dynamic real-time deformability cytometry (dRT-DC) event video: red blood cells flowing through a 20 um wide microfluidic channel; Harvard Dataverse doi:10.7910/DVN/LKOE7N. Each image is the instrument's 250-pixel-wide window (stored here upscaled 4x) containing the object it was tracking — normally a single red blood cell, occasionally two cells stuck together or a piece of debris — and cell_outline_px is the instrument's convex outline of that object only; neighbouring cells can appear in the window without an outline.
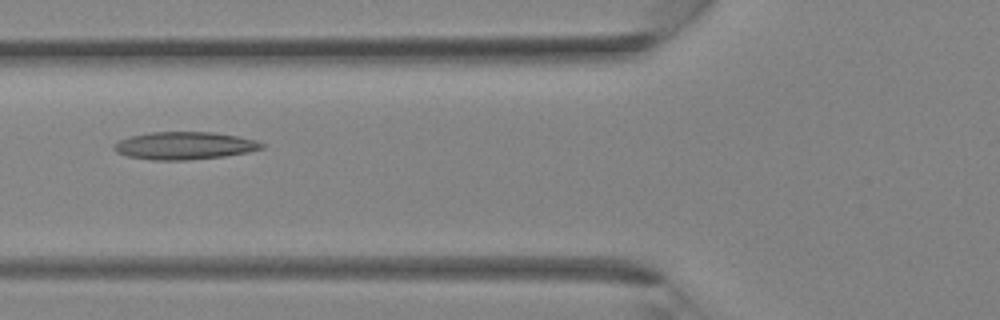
{"species": "Egyptian fruit bat (a non-hibernating species)", "species_latin": "Rousettus aegyptiacus", "temperature_condition": "room temperature", "stored_images_in_passage": 34, "camera_frame_rate_fps": 3000, "um_per_image_px": 0.085, "animal": {"sex": "female"}, "frame": {"image": 1, "passage_image": 12, "time_ms": 3.667, "image_size_px": [1000, 320], "cell_outline_px": [[264, 148], [248, 152], [224, 156], [188, 160], [152, 160], [128, 156], [116, 152], [112, 148], [112, 144], [120, 140], [132, 136], [152, 132], [212, 132], [236, 136], [256, 140], [264, 144]], "centroid_in_image_um": [15.67, 12.38], "position_along_channel_um": 110.1, "area_um2": 23.7}}
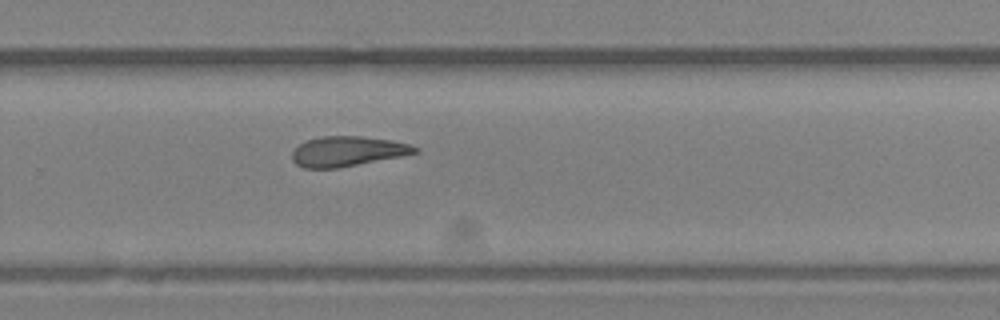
{"frame": {"image": 2, "passage_image": 22, "time_ms": 7.0, "image_size_px": [1000, 320], "cell_outline_px": [[420, 152], [400, 156], [336, 168], [304, 168], [296, 164], [292, 160], [292, 152], [300, 144], [308, 140], [320, 136], [360, 136], [388, 140], [408, 144], [420, 148]], "centroid_in_image_um": [29.52, 12.86], "position_along_channel_um": 300.3, "area_um2": 21.15}}
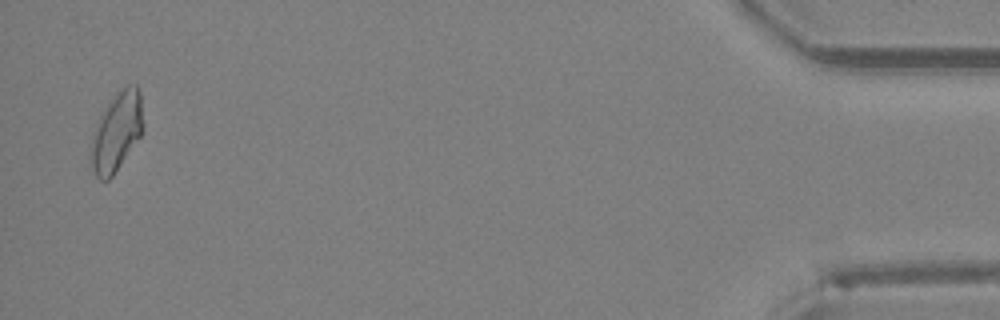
{"frame": {"image": 3, "passage_image": 33, "time_ms": 10.667, "image_size_px": [1000, 320], "cell_outline_px": [[144, 128], [140, 136], [112, 176], [108, 180], [100, 180], [96, 176], [92, 168], [92, 136], [96, 124], [104, 108], [116, 92], [128, 84], [136, 84], [140, 92], [144, 124]], "centroid_in_image_um": [9.94, 11.15], "position_along_channel_um": 425.3, "area_um2": 23.76}}